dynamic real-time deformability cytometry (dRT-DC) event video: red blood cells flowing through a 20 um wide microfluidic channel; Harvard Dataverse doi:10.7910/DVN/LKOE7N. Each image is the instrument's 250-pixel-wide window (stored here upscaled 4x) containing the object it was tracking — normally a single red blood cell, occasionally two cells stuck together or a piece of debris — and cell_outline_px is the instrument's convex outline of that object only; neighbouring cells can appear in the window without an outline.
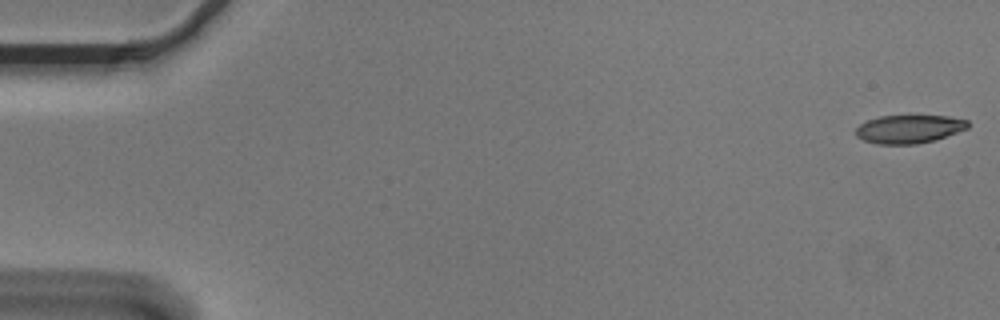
{"species": "Egyptian fruit bat (a non-hibernating species)", "species_latin": "Rousettus aegyptiacus", "temperature_condition": "cold", "stored_images_in_passage": 13, "camera_frame_rate_fps": 3000, "um_per_image_px": 0.085, "animal": {"sex": "male"}, "frame": {"image": 1, "passage_image": 1, "time_ms": 0.0, "image_size_px": [1000, 320], "cell_outline_px": [[968, 128], [936, 140], [916, 144], [876, 144], [864, 140], [856, 136], [856, 128], [860, 124], [868, 120], [880, 116], [948, 116], [968, 120]], "centroid_in_image_um": [77.27, 10.97], "position_along_channel_um": 7.7, "area_um2": 18.44}}